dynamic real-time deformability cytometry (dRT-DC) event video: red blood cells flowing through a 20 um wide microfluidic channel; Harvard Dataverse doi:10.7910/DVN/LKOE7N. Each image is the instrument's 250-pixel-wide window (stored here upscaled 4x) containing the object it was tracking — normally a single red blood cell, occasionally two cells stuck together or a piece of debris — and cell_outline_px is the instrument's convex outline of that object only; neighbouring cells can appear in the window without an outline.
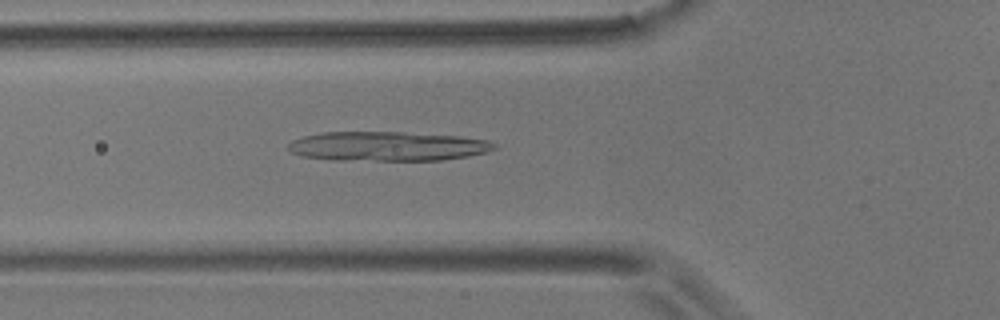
{"species": "common noctule bat (a hibernating species)", "species_latin": "Nyctalus noctula", "temperature_condition": "room temperature", "stored_images_in_passage": 53, "camera_frame_rate_fps": 3000, "um_per_image_px": 0.085, "animal": {"sex": "male", "body_mass_g": 17.9}, "frame": {"image": 1, "passage_image": 19, "time_ms": 6.0, "image_size_px": [1000, 320], "cell_outline_px": [[500, 148], [488, 152], [468, 156], [440, 160], [328, 160], [300, 156], [292, 152], [288, 148], [288, 144], [292, 140], [304, 136], [320, 132], [404, 132], [460, 136], [488, 140], [496, 144]], "centroid_in_image_um": [32.95, 12.43], "position_along_channel_um": 92.8, "area_um2": 35.66}}
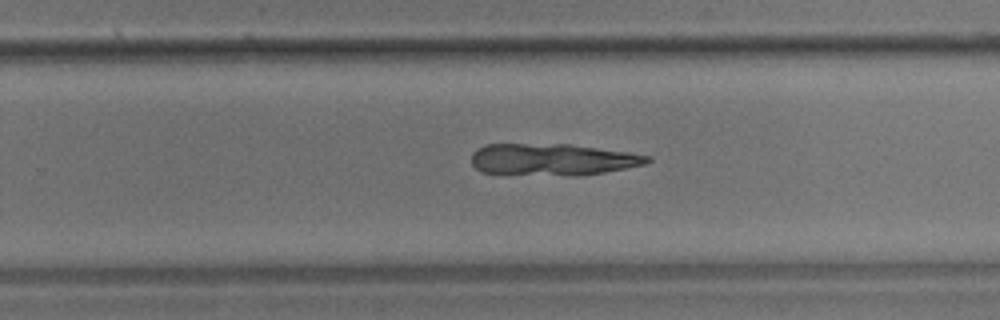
{"frame": {"image": 2, "passage_image": 35, "time_ms": 11.333, "image_size_px": [1000, 320], "cell_outline_px": [[652, 160], [644, 164], [604, 172], [576, 176], [568, 176], [480, 172], [472, 164], [472, 152], [476, 148], [484, 144], [572, 144], [628, 152], [652, 156]], "centroid_in_image_um": [46.95, 13.55], "position_along_channel_um": 282.8, "area_um2": 32.71}}
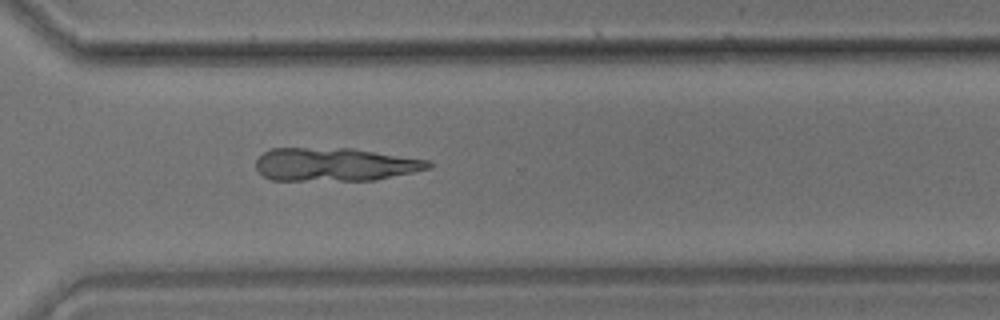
{"frame": {"image": 3, "passage_image": 40, "time_ms": 13.0, "image_size_px": [1000, 320], "cell_outline_px": [[432, 168], [376, 180], [272, 180], [264, 176], [256, 168], [256, 160], [264, 152], [272, 148], [352, 148], [428, 160], [432, 164]], "centroid_in_image_um": [28.48, 13.98], "position_along_channel_um": 342.1, "area_um2": 33.41}}